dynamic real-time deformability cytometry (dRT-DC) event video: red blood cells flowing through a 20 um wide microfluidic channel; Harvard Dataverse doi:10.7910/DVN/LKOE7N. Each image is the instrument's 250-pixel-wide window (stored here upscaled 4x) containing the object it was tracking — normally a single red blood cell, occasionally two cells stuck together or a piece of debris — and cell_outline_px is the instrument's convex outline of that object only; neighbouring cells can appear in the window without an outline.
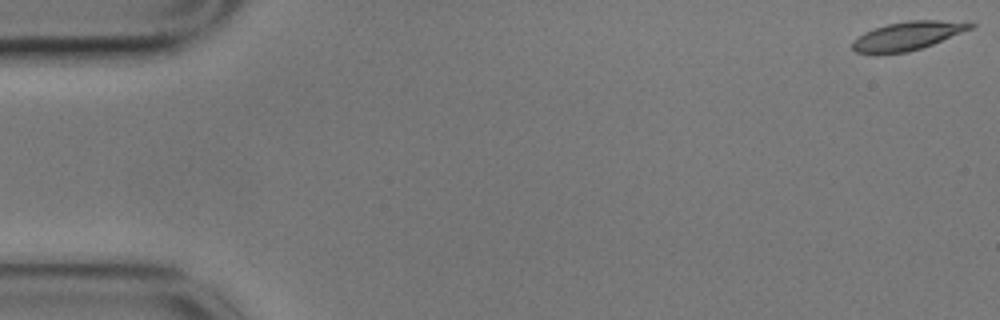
{"species": "common noctule bat (a hibernating species)", "species_latin": "Nyctalus noctula", "temperature_condition": "cold", "stored_images_in_passage": 57, "camera_frame_rate_fps": 3000, "um_per_image_px": 0.085, "animal": {"sex": "male", "body_mass_g": 17.9}, "frame": {"image": 1, "passage_image": 1, "time_ms": 0.0, "image_size_px": [1000, 320], "cell_outline_px": [[976, 24], [972, 28], [932, 44], [908, 52], [876, 56], [856, 52], [852, 48], [852, 40], [864, 32], [872, 28], [888, 24], [908, 20], [940, 20]], "centroid_in_image_um": [77.02, 3.08], "position_along_channel_um": 8.0, "area_um2": 19.83}}
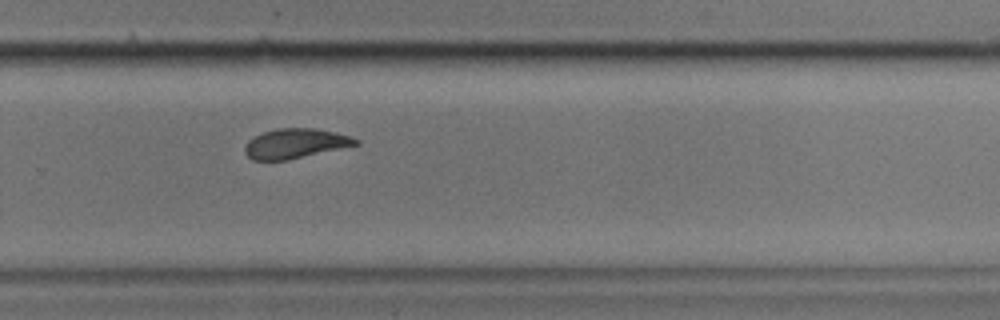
{"frame": {"image": 2, "passage_image": 38, "time_ms": 12.333, "image_size_px": [1000, 320], "cell_outline_px": [[360, 144], [288, 160], [252, 160], [244, 152], [244, 148], [248, 140], [252, 136], [264, 132], [280, 128], [316, 128], [352, 136], [360, 140]], "centroid_in_image_um": [25.11, 12.19], "position_along_channel_um": 304.7, "area_um2": 19.31}}
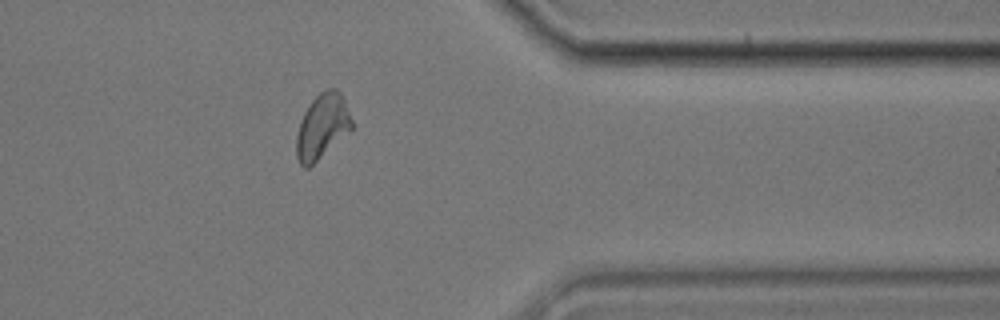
{"frame": {"image": 3, "passage_image": 46, "time_ms": 15.0, "image_size_px": [1000, 320], "cell_outline_px": [[352, 128], [308, 168], [304, 168], [300, 164], [296, 156], [296, 136], [300, 120], [304, 112], [312, 100], [320, 92], [328, 88], [336, 88], [340, 92], [344, 100], [352, 120]], "centroid_in_image_um": [27.36, 10.73], "position_along_channel_um": 384.0, "area_um2": 20.58}, "authors_computed_cell_mechanics": {"area_um2": 20.1722, "velocity_mm_per_s": 3.4871, "shape_relaxation_time_tau1_ms": 8.7897, "shape_relaxation_time_tau2_ms": 2.6015, "deformation_change_tau1": 0.2232, "deformation_change_tau2": 0.0986}}